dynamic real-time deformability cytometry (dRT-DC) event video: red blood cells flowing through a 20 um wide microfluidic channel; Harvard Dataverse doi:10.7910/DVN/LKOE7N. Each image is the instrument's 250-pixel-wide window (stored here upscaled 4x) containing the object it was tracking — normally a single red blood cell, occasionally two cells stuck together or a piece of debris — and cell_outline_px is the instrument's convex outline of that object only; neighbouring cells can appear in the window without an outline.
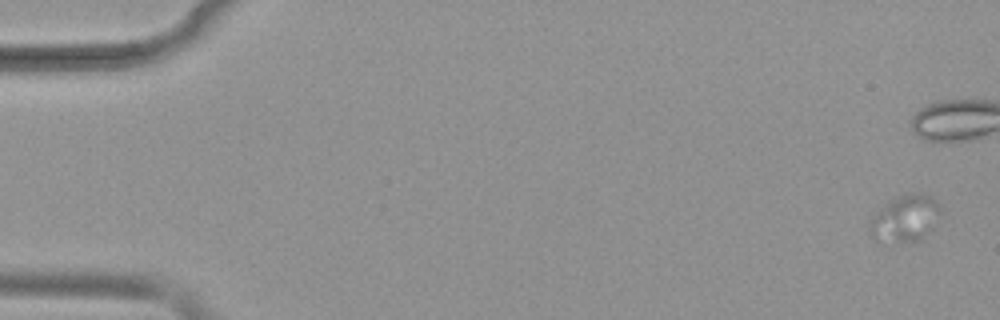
{"species": "common noctule bat (a hibernating species)", "species_latin": "Nyctalus noctula", "temperature_condition": "warm", "stored_images_in_passage": 53, "camera_frame_rate_fps": 3000, "um_per_image_px": 0.085, "animal": {"sex": "female", "body_mass_g": 19.9}, "frame": {"image": 1, "passage_image": 1, "time_ms": 0.0, "image_size_px": [1000, 320], "cell_outline_px": [[940, 212], [920, 240], [896, 240], [888, 236], [876, 216], [892, 200], [900, 196], [912, 192], [920, 192], [932, 196], [940, 208]], "centroid_in_image_um": [77.27, 18.37], "position_along_channel_um": 7.7, "area_um2": 15.72}}
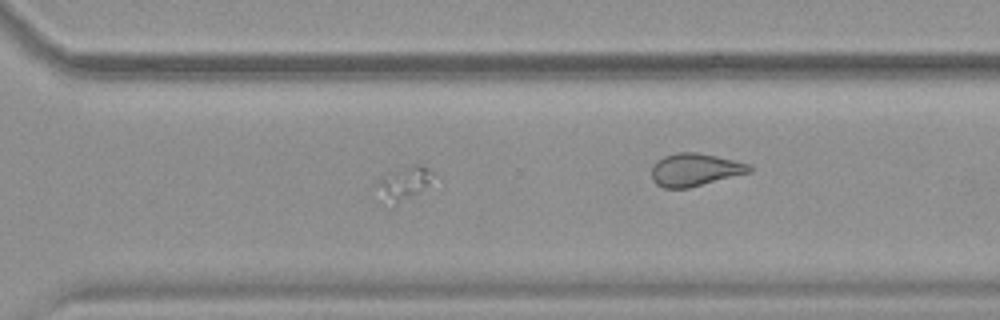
{"frame": {"image": 2, "passage_image": 38, "time_ms": 12.333, "image_size_px": [1000, 320], "cell_outline_px": [[444, 188], [396, 204], [376, 184], [376, 180], [380, 176], [412, 164], [424, 164], [444, 184]], "centroid_in_image_um": [34.78, 15.55], "position_along_channel_um": 335.8, "area_um2": 12.2}}
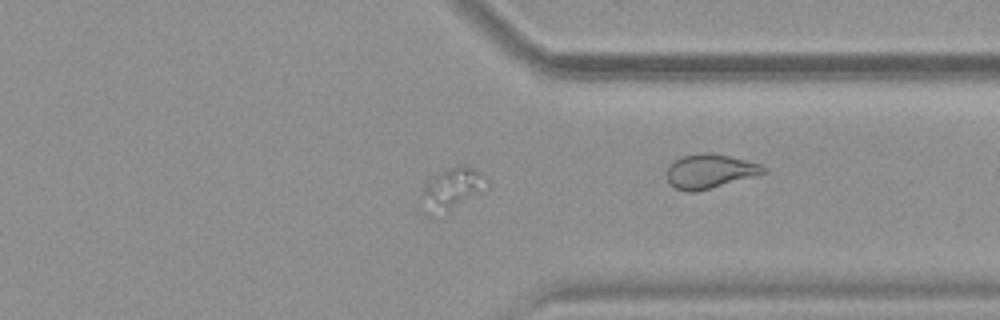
{"frame": {"image": 3, "passage_image": 41, "time_ms": 13.333, "image_size_px": [1000, 320], "cell_outline_px": [[488, 188], [448, 212], [428, 216], [424, 212], [420, 196], [420, 192], [424, 184], [432, 176], [456, 164], [464, 164], [480, 172], [488, 180]], "centroid_in_image_um": [38.38, 16.06], "position_along_channel_um": 373.0, "area_um2": 16.42}}